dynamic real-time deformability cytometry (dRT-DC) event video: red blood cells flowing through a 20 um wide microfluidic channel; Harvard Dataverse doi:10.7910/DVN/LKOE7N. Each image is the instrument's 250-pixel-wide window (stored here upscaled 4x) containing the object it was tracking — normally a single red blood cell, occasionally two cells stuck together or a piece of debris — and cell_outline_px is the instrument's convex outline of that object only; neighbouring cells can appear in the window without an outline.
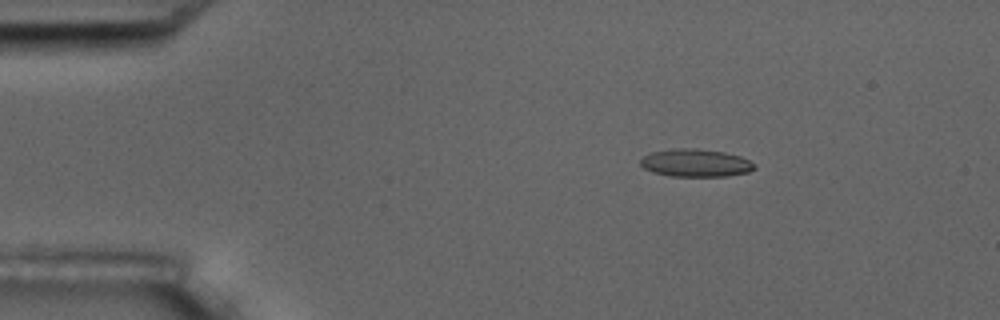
{"species": "common noctule bat (a hibernating species)", "species_latin": "Nyctalus noctula", "temperature_condition": "room temperature", "stored_images_in_passage": 4, "camera_frame_rate_fps": 3000, "um_per_image_px": 0.085, "animal": {"sex": "male", "body_mass_g": 17.5, "forearm_length_mm": 52.3}, "frame": {"image": 1, "passage_image": 2, "time_ms": 1.333, "image_size_px": [1000, 320], "cell_outline_px": [[756, 168], [748, 172], [728, 176], [672, 176], [652, 172], [644, 168], [640, 164], [640, 160], [644, 156], [652, 152], [676, 148], [696, 148], [724, 152], [740, 156], [756, 164]], "centroid_in_image_um": [59.14, 13.85], "position_along_channel_um": 25.9, "area_um2": 18.44}}